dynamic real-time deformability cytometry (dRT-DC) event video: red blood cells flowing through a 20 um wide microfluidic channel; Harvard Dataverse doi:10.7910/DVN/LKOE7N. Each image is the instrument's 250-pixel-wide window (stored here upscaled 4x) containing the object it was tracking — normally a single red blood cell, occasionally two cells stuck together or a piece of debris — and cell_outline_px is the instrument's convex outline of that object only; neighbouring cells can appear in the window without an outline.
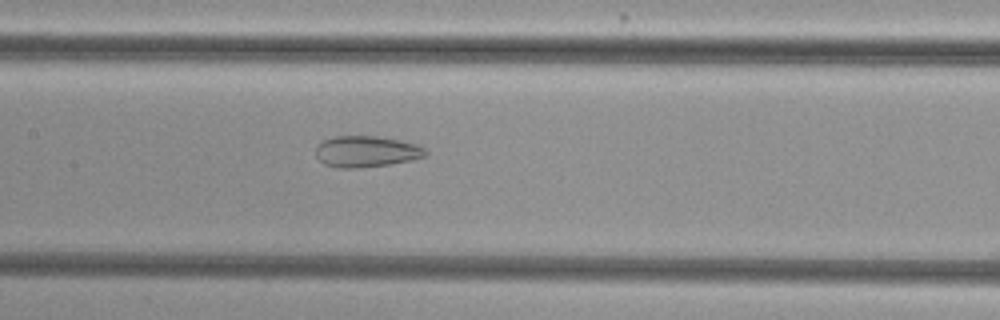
{"species": "common noctule bat (a hibernating species)", "species_latin": "Nyctalus noctula", "temperature_condition": "cold", "stored_images_in_passage": 54, "camera_frame_rate_fps": 3000, "um_per_image_px": 0.085, "animal": {"sex": "female", "body_mass_g": 29.2, "forearm_length_mm": 56.3}, "frame": {"image": 1, "passage_image": 27, "time_ms": 8.667, "image_size_px": [1000, 320], "cell_outline_px": [[428, 152], [424, 156], [412, 160], [388, 164], [360, 168], [336, 168], [324, 164], [316, 156], [316, 144], [332, 136], [376, 136], [400, 140], [416, 144], [424, 148]], "centroid_in_image_um": [31.1, 12.88], "position_along_channel_um": 176.3, "area_um2": 20.06}}
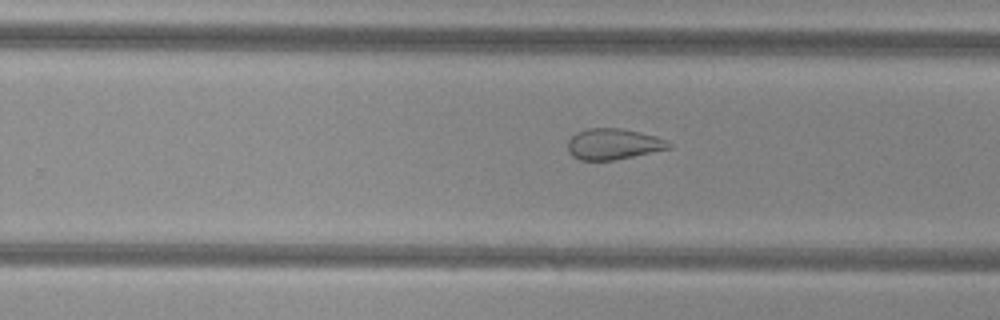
{"frame": {"image": 2, "passage_image": 35, "time_ms": 11.333, "image_size_px": [1000, 320], "cell_outline_px": [[672, 148], [616, 160], [580, 160], [572, 156], [568, 152], [568, 140], [576, 132], [588, 128], [620, 128], [640, 132], [656, 136], [668, 140], [672, 144]], "centroid_in_image_um": [52.15, 12.25], "position_along_channel_um": 277.6, "area_um2": 18.44}}
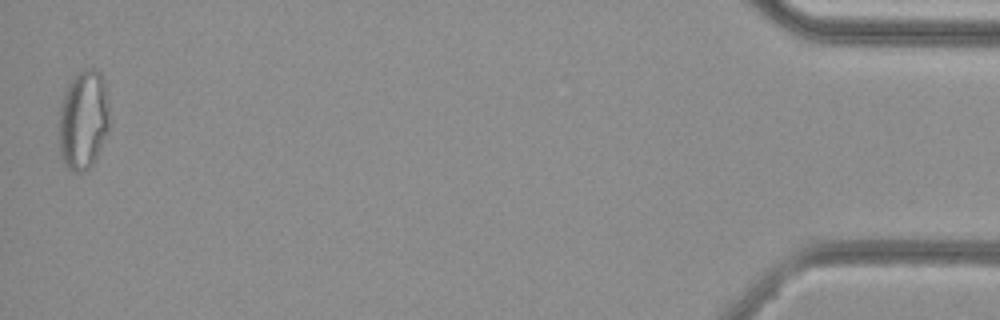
{"frame": {"image": 3, "passage_image": 54, "time_ms": 17.667, "image_size_px": [1000, 320], "cell_outline_px": [[112, 124], [92, 164], [84, 172], [72, 172], [64, 164], [60, 152], [60, 108], [64, 92], [72, 76], [84, 68], [92, 68], [100, 72], [104, 76], [112, 120]], "centroid_in_image_um": [7.13, 10.14], "position_along_channel_um": 428.1, "area_um2": 29.94}, "authors_computed_cell_mechanics": {"area_um2": 26.0967, "velocity_mm_per_s": 3.8114, "shape_relaxation_time_tau1_ms": null, "shape_relaxation_time_tau2_ms": 2.0777, "deformation_change_tau1": null, "deformation_change_tau2": 0.0947}}